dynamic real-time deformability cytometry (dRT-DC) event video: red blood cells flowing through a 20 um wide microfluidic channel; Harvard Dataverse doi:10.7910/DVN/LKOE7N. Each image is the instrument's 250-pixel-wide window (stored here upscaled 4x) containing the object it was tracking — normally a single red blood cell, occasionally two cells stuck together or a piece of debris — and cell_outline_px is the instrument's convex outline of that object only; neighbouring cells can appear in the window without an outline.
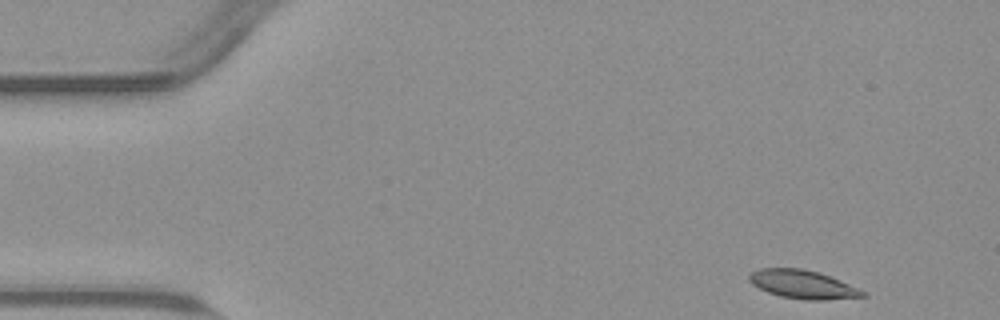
{"species": "common noctule bat (a hibernating species)", "species_latin": "Nyctalus noctula", "temperature_condition": "warm", "stored_images_in_passage": 51, "camera_frame_rate_fps": 3000, "um_per_image_px": 0.085, "animal": {"sex": "male", "body_mass_g": 23.1, "forearm_length_mm": 52.7}, "frame": {"image": 1, "passage_image": 1, "time_ms": 0.0, "image_size_px": [1000, 320], "cell_outline_px": [[868, 296], [828, 300], [804, 300], [780, 296], [768, 292], [752, 284], [748, 280], [748, 276], [752, 272], [760, 268], [804, 268], [820, 272], [840, 280], [864, 292]], "centroid_in_image_um": [68.22, 24.17], "position_along_channel_um": 16.8, "area_um2": 18.84}}
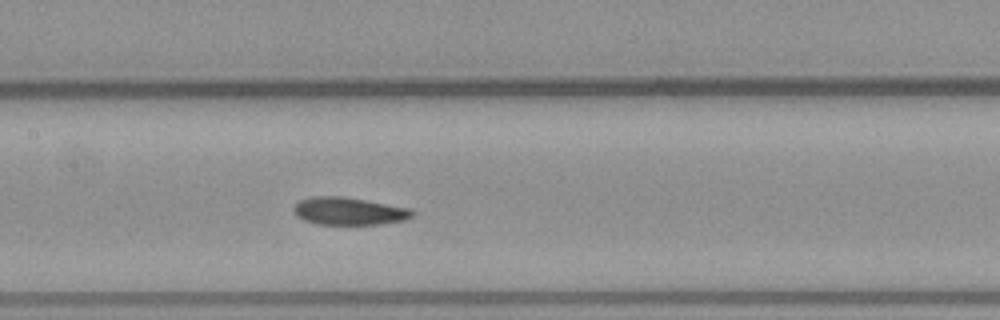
{"frame": {"image": 2, "passage_image": 22, "time_ms": 7.0, "image_size_px": [1000, 320], "cell_outline_px": [[416, 212], [412, 216], [404, 220], [380, 224], [316, 224], [304, 220], [296, 216], [292, 212], [292, 208], [300, 200], [312, 196], [344, 196], [408, 208]], "centroid_in_image_um": [29.61, 17.94], "position_along_channel_um": 177.8, "area_um2": 19.07}}
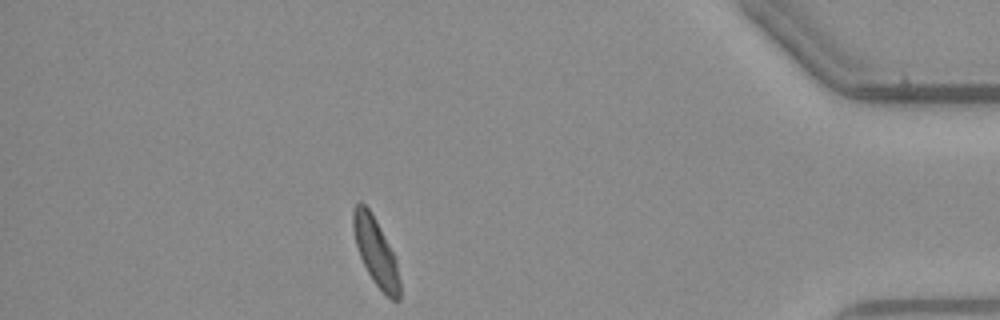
{"frame": {"image": 3, "passage_image": 44, "time_ms": 14.333, "image_size_px": [1000, 320], "cell_outline_px": [[400, 300], [392, 300], [372, 280], [360, 256], [356, 244], [352, 228], [352, 212], [356, 204], [360, 200], [372, 212], [396, 260], [400, 280]], "centroid_in_image_um": [31.92, 21.37], "position_along_channel_um": 403.3, "area_um2": 18.09}, "authors_computed_cell_mechanics": {"area_um2": 19.1896, "velocity_mm_per_s": 3.752, "shape_relaxation_time_tau1_ms": 7.6653, "shape_relaxation_time_tau2_ms": 2.0924, "deformation_change_tau1": 0.1729, "deformation_change_tau2": 0.0742}}